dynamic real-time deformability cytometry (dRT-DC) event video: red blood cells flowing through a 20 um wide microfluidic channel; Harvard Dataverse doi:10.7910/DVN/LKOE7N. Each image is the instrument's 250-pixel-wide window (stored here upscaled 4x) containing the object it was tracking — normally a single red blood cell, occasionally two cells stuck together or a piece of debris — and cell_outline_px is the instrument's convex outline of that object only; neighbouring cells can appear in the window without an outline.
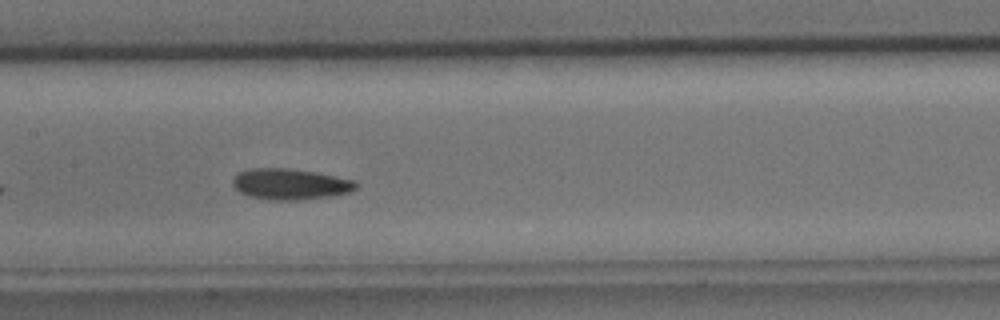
{"species": "common noctule bat (a hibernating species)", "species_latin": "Nyctalus noctula", "temperature_condition": "cold", "stored_images_in_passage": 15, "camera_frame_rate_fps": 3000, "um_per_image_px": 0.085, "animal": {"sex": "male", "body_mass_g": 15.6}, "frame": {"image": 1, "passage_image": 11, "time_ms": 3.333, "image_size_px": [1000, 320], "cell_outline_px": [[360, 184], [352, 192], [332, 196], [304, 200], [268, 200], [248, 196], [240, 192], [232, 184], [232, 180], [240, 172], [252, 168], [284, 168], [316, 172], [356, 180]], "centroid_in_image_um": [24.73, 15.66], "position_along_channel_um": 182.7, "area_um2": 22.48}}